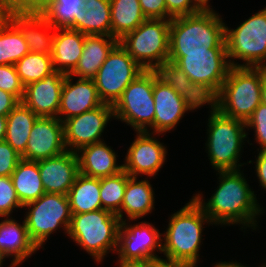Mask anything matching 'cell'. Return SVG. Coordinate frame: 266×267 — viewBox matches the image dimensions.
<instances>
[{
    "mask_svg": "<svg viewBox=\"0 0 266 267\" xmlns=\"http://www.w3.org/2000/svg\"><path fill=\"white\" fill-rule=\"evenodd\" d=\"M218 172L219 187L210 200L203 203L199 194L193 198L214 224L239 223L256 229L255 218L262 213V208L257 204L256 195L251 191L243 174L240 170Z\"/></svg>",
    "mask_w": 266,
    "mask_h": 267,
    "instance_id": "1",
    "label": "cell"
},
{
    "mask_svg": "<svg viewBox=\"0 0 266 267\" xmlns=\"http://www.w3.org/2000/svg\"><path fill=\"white\" fill-rule=\"evenodd\" d=\"M169 221L162 244V252L167 259L161 260L185 267H196L203 224H212V221L194 198L174 213Z\"/></svg>",
    "mask_w": 266,
    "mask_h": 267,
    "instance_id": "2",
    "label": "cell"
},
{
    "mask_svg": "<svg viewBox=\"0 0 266 267\" xmlns=\"http://www.w3.org/2000/svg\"><path fill=\"white\" fill-rule=\"evenodd\" d=\"M226 48L225 24L210 9L171 19L169 56H185V52H209Z\"/></svg>",
    "mask_w": 266,
    "mask_h": 267,
    "instance_id": "3",
    "label": "cell"
},
{
    "mask_svg": "<svg viewBox=\"0 0 266 267\" xmlns=\"http://www.w3.org/2000/svg\"><path fill=\"white\" fill-rule=\"evenodd\" d=\"M263 67L231 66L219 91V112L246 121L262 103Z\"/></svg>",
    "mask_w": 266,
    "mask_h": 267,
    "instance_id": "4",
    "label": "cell"
},
{
    "mask_svg": "<svg viewBox=\"0 0 266 267\" xmlns=\"http://www.w3.org/2000/svg\"><path fill=\"white\" fill-rule=\"evenodd\" d=\"M120 223L116 214L104 209L72 214L67 234L100 262L109 250L117 251Z\"/></svg>",
    "mask_w": 266,
    "mask_h": 267,
    "instance_id": "5",
    "label": "cell"
},
{
    "mask_svg": "<svg viewBox=\"0 0 266 267\" xmlns=\"http://www.w3.org/2000/svg\"><path fill=\"white\" fill-rule=\"evenodd\" d=\"M207 149L210 162L217 171L239 170L240 157L246 123L239 119L224 116L219 111L208 119Z\"/></svg>",
    "mask_w": 266,
    "mask_h": 267,
    "instance_id": "6",
    "label": "cell"
},
{
    "mask_svg": "<svg viewBox=\"0 0 266 267\" xmlns=\"http://www.w3.org/2000/svg\"><path fill=\"white\" fill-rule=\"evenodd\" d=\"M170 24L168 19H146L119 43L144 70H153L168 61Z\"/></svg>",
    "mask_w": 266,
    "mask_h": 267,
    "instance_id": "7",
    "label": "cell"
},
{
    "mask_svg": "<svg viewBox=\"0 0 266 267\" xmlns=\"http://www.w3.org/2000/svg\"><path fill=\"white\" fill-rule=\"evenodd\" d=\"M225 41L231 66L266 68V8L252 15L236 29L229 30L225 26ZM231 58L246 63L238 64Z\"/></svg>",
    "mask_w": 266,
    "mask_h": 267,
    "instance_id": "8",
    "label": "cell"
},
{
    "mask_svg": "<svg viewBox=\"0 0 266 267\" xmlns=\"http://www.w3.org/2000/svg\"><path fill=\"white\" fill-rule=\"evenodd\" d=\"M153 84L154 71L145 70L113 105L114 117L131 125L137 132H147L148 126L154 130Z\"/></svg>",
    "mask_w": 266,
    "mask_h": 267,
    "instance_id": "9",
    "label": "cell"
},
{
    "mask_svg": "<svg viewBox=\"0 0 266 267\" xmlns=\"http://www.w3.org/2000/svg\"><path fill=\"white\" fill-rule=\"evenodd\" d=\"M23 207L29 208L24 221L28 235L38 249L58 227L64 226L68 233L72 213L67 195L44 193Z\"/></svg>",
    "mask_w": 266,
    "mask_h": 267,
    "instance_id": "10",
    "label": "cell"
},
{
    "mask_svg": "<svg viewBox=\"0 0 266 267\" xmlns=\"http://www.w3.org/2000/svg\"><path fill=\"white\" fill-rule=\"evenodd\" d=\"M144 71L118 42L93 78L99 98L113 106L129 84Z\"/></svg>",
    "mask_w": 266,
    "mask_h": 267,
    "instance_id": "11",
    "label": "cell"
},
{
    "mask_svg": "<svg viewBox=\"0 0 266 267\" xmlns=\"http://www.w3.org/2000/svg\"><path fill=\"white\" fill-rule=\"evenodd\" d=\"M126 219L119 225V239L117 253L119 262H157L161 261L154 251L162 253V238L159 230L153 225L141 222L137 225H126Z\"/></svg>",
    "mask_w": 266,
    "mask_h": 267,
    "instance_id": "12",
    "label": "cell"
},
{
    "mask_svg": "<svg viewBox=\"0 0 266 267\" xmlns=\"http://www.w3.org/2000/svg\"><path fill=\"white\" fill-rule=\"evenodd\" d=\"M226 48H213L209 52H185V56H169L191 81L214 86L220 91L231 65ZM227 60V61H226Z\"/></svg>",
    "mask_w": 266,
    "mask_h": 267,
    "instance_id": "13",
    "label": "cell"
},
{
    "mask_svg": "<svg viewBox=\"0 0 266 267\" xmlns=\"http://www.w3.org/2000/svg\"><path fill=\"white\" fill-rule=\"evenodd\" d=\"M113 116V106L103 103L93 110L65 120L64 142L67 151L77 152L86 145L101 142V134Z\"/></svg>",
    "mask_w": 266,
    "mask_h": 267,
    "instance_id": "14",
    "label": "cell"
},
{
    "mask_svg": "<svg viewBox=\"0 0 266 267\" xmlns=\"http://www.w3.org/2000/svg\"><path fill=\"white\" fill-rule=\"evenodd\" d=\"M66 151L63 122L57 117H38L21 158L39 161L59 156Z\"/></svg>",
    "mask_w": 266,
    "mask_h": 267,
    "instance_id": "15",
    "label": "cell"
},
{
    "mask_svg": "<svg viewBox=\"0 0 266 267\" xmlns=\"http://www.w3.org/2000/svg\"><path fill=\"white\" fill-rule=\"evenodd\" d=\"M137 137L128 149L123 170L132 177L139 174L156 175L165 162L166 148L149 131L137 132ZM151 136V137H150Z\"/></svg>",
    "mask_w": 266,
    "mask_h": 267,
    "instance_id": "16",
    "label": "cell"
},
{
    "mask_svg": "<svg viewBox=\"0 0 266 267\" xmlns=\"http://www.w3.org/2000/svg\"><path fill=\"white\" fill-rule=\"evenodd\" d=\"M65 74L54 71L24 88L22 103L38 117H58Z\"/></svg>",
    "mask_w": 266,
    "mask_h": 267,
    "instance_id": "17",
    "label": "cell"
},
{
    "mask_svg": "<svg viewBox=\"0 0 266 267\" xmlns=\"http://www.w3.org/2000/svg\"><path fill=\"white\" fill-rule=\"evenodd\" d=\"M45 193L69 192L79 174L76 152L66 151L59 156L37 161Z\"/></svg>",
    "mask_w": 266,
    "mask_h": 267,
    "instance_id": "18",
    "label": "cell"
},
{
    "mask_svg": "<svg viewBox=\"0 0 266 267\" xmlns=\"http://www.w3.org/2000/svg\"><path fill=\"white\" fill-rule=\"evenodd\" d=\"M102 104L103 102L99 98L93 79H78L75 84H72V76L66 75L58 111V115L65 116H58L57 118L64 122L71 117L93 110Z\"/></svg>",
    "mask_w": 266,
    "mask_h": 267,
    "instance_id": "19",
    "label": "cell"
},
{
    "mask_svg": "<svg viewBox=\"0 0 266 267\" xmlns=\"http://www.w3.org/2000/svg\"><path fill=\"white\" fill-rule=\"evenodd\" d=\"M153 99L155 103L154 132L172 130L187 111L181 96L170 85L164 84L154 72Z\"/></svg>",
    "mask_w": 266,
    "mask_h": 267,
    "instance_id": "20",
    "label": "cell"
},
{
    "mask_svg": "<svg viewBox=\"0 0 266 267\" xmlns=\"http://www.w3.org/2000/svg\"><path fill=\"white\" fill-rule=\"evenodd\" d=\"M8 18L21 30L30 52L52 55L55 28L40 12L11 13Z\"/></svg>",
    "mask_w": 266,
    "mask_h": 267,
    "instance_id": "21",
    "label": "cell"
},
{
    "mask_svg": "<svg viewBox=\"0 0 266 267\" xmlns=\"http://www.w3.org/2000/svg\"><path fill=\"white\" fill-rule=\"evenodd\" d=\"M85 34L70 28H55L52 62L55 71L70 75L77 66L84 48Z\"/></svg>",
    "mask_w": 266,
    "mask_h": 267,
    "instance_id": "22",
    "label": "cell"
},
{
    "mask_svg": "<svg viewBox=\"0 0 266 267\" xmlns=\"http://www.w3.org/2000/svg\"><path fill=\"white\" fill-rule=\"evenodd\" d=\"M76 154L79 162V173L85 176L103 178L123 170V165L116 164L117 155L115 152L103 141L86 145L80 148Z\"/></svg>",
    "mask_w": 266,
    "mask_h": 267,
    "instance_id": "23",
    "label": "cell"
},
{
    "mask_svg": "<svg viewBox=\"0 0 266 267\" xmlns=\"http://www.w3.org/2000/svg\"><path fill=\"white\" fill-rule=\"evenodd\" d=\"M118 42L112 36L86 35L82 55L70 75L79 76V79H93L109 52Z\"/></svg>",
    "mask_w": 266,
    "mask_h": 267,
    "instance_id": "24",
    "label": "cell"
},
{
    "mask_svg": "<svg viewBox=\"0 0 266 267\" xmlns=\"http://www.w3.org/2000/svg\"><path fill=\"white\" fill-rule=\"evenodd\" d=\"M36 250L38 248L29 237L24 220L22 225L8 217L0 222V251L6 257L14 256V266H19Z\"/></svg>",
    "mask_w": 266,
    "mask_h": 267,
    "instance_id": "25",
    "label": "cell"
},
{
    "mask_svg": "<svg viewBox=\"0 0 266 267\" xmlns=\"http://www.w3.org/2000/svg\"><path fill=\"white\" fill-rule=\"evenodd\" d=\"M110 0H84L79 18H74V30L85 35L111 36Z\"/></svg>",
    "mask_w": 266,
    "mask_h": 267,
    "instance_id": "26",
    "label": "cell"
},
{
    "mask_svg": "<svg viewBox=\"0 0 266 267\" xmlns=\"http://www.w3.org/2000/svg\"><path fill=\"white\" fill-rule=\"evenodd\" d=\"M148 180H139L137 177L130 176L124 191V200L121 212L117 215L123 222V211L129 220L139 219L151 213L154 208V193Z\"/></svg>",
    "mask_w": 266,
    "mask_h": 267,
    "instance_id": "27",
    "label": "cell"
},
{
    "mask_svg": "<svg viewBox=\"0 0 266 267\" xmlns=\"http://www.w3.org/2000/svg\"><path fill=\"white\" fill-rule=\"evenodd\" d=\"M72 214L97 211L102 208L100 199V178L79 173L67 193Z\"/></svg>",
    "mask_w": 266,
    "mask_h": 267,
    "instance_id": "28",
    "label": "cell"
},
{
    "mask_svg": "<svg viewBox=\"0 0 266 267\" xmlns=\"http://www.w3.org/2000/svg\"><path fill=\"white\" fill-rule=\"evenodd\" d=\"M10 177L23 206L45 193L37 161L21 159Z\"/></svg>",
    "mask_w": 266,
    "mask_h": 267,
    "instance_id": "29",
    "label": "cell"
},
{
    "mask_svg": "<svg viewBox=\"0 0 266 267\" xmlns=\"http://www.w3.org/2000/svg\"><path fill=\"white\" fill-rule=\"evenodd\" d=\"M110 6L111 36L118 41L147 19L139 0H110Z\"/></svg>",
    "mask_w": 266,
    "mask_h": 267,
    "instance_id": "30",
    "label": "cell"
},
{
    "mask_svg": "<svg viewBox=\"0 0 266 267\" xmlns=\"http://www.w3.org/2000/svg\"><path fill=\"white\" fill-rule=\"evenodd\" d=\"M37 118L22 102L7 115L5 141L21 156L25 153L30 131Z\"/></svg>",
    "mask_w": 266,
    "mask_h": 267,
    "instance_id": "31",
    "label": "cell"
},
{
    "mask_svg": "<svg viewBox=\"0 0 266 267\" xmlns=\"http://www.w3.org/2000/svg\"><path fill=\"white\" fill-rule=\"evenodd\" d=\"M29 52L21 30L8 18L0 26V65H14Z\"/></svg>",
    "mask_w": 266,
    "mask_h": 267,
    "instance_id": "32",
    "label": "cell"
},
{
    "mask_svg": "<svg viewBox=\"0 0 266 267\" xmlns=\"http://www.w3.org/2000/svg\"><path fill=\"white\" fill-rule=\"evenodd\" d=\"M83 4L84 0H48L40 13L54 28L74 29Z\"/></svg>",
    "mask_w": 266,
    "mask_h": 267,
    "instance_id": "33",
    "label": "cell"
},
{
    "mask_svg": "<svg viewBox=\"0 0 266 267\" xmlns=\"http://www.w3.org/2000/svg\"><path fill=\"white\" fill-rule=\"evenodd\" d=\"M14 66L24 86L44 79L55 71L51 56L32 52L27 53Z\"/></svg>",
    "mask_w": 266,
    "mask_h": 267,
    "instance_id": "34",
    "label": "cell"
},
{
    "mask_svg": "<svg viewBox=\"0 0 266 267\" xmlns=\"http://www.w3.org/2000/svg\"><path fill=\"white\" fill-rule=\"evenodd\" d=\"M130 175L124 170L119 173L100 178V199L102 208L118 215L124 200V191Z\"/></svg>",
    "mask_w": 266,
    "mask_h": 267,
    "instance_id": "35",
    "label": "cell"
},
{
    "mask_svg": "<svg viewBox=\"0 0 266 267\" xmlns=\"http://www.w3.org/2000/svg\"><path fill=\"white\" fill-rule=\"evenodd\" d=\"M180 96L187 111L198 109L206 103L211 105V114L219 110V91L212 85L191 81Z\"/></svg>",
    "mask_w": 266,
    "mask_h": 267,
    "instance_id": "36",
    "label": "cell"
},
{
    "mask_svg": "<svg viewBox=\"0 0 266 267\" xmlns=\"http://www.w3.org/2000/svg\"><path fill=\"white\" fill-rule=\"evenodd\" d=\"M157 78L164 84L170 85L177 93L185 92L191 82L190 78L174 62L165 61L153 69Z\"/></svg>",
    "mask_w": 266,
    "mask_h": 267,
    "instance_id": "37",
    "label": "cell"
},
{
    "mask_svg": "<svg viewBox=\"0 0 266 267\" xmlns=\"http://www.w3.org/2000/svg\"><path fill=\"white\" fill-rule=\"evenodd\" d=\"M13 208H23L10 176H0V217H8Z\"/></svg>",
    "mask_w": 266,
    "mask_h": 267,
    "instance_id": "38",
    "label": "cell"
},
{
    "mask_svg": "<svg viewBox=\"0 0 266 267\" xmlns=\"http://www.w3.org/2000/svg\"><path fill=\"white\" fill-rule=\"evenodd\" d=\"M24 88L14 65H0V90L13 94L21 102Z\"/></svg>",
    "mask_w": 266,
    "mask_h": 267,
    "instance_id": "39",
    "label": "cell"
},
{
    "mask_svg": "<svg viewBox=\"0 0 266 267\" xmlns=\"http://www.w3.org/2000/svg\"><path fill=\"white\" fill-rule=\"evenodd\" d=\"M255 129V140L260 144V150L266 151V105L261 103L246 121V128Z\"/></svg>",
    "mask_w": 266,
    "mask_h": 267,
    "instance_id": "40",
    "label": "cell"
},
{
    "mask_svg": "<svg viewBox=\"0 0 266 267\" xmlns=\"http://www.w3.org/2000/svg\"><path fill=\"white\" fill-rule=\"evenodd\" d=\"M21 159L10 144L0 142V176H11Z\"/></svg>",
    "mask_w": 266,
    "mask_h": 267,
    "instance_id": "41",
    "label": "cell"
},
{
    "mask_svg": "<svg viewBox=\"0 0 266 267\" xmlns=\"http://www.w3.org/2000/svg\"><path fill=\"white\" fill-rule=\"evenodd\" d=\"M168 20L198 13L202 8L194 0H165Z\"/></svg>",
    "mask_w": 266,
    "mask_h": 267,
    "instance_id": "42",
    "label": "cell"
},
{
    "mask_svg": "<svg viewBox=\"0 0 266 267\" xmlns=\"http://www.w3.org/2000/svg\"><path fill=\"white\" fill-rule=\"evenodd\" d=\"M8 14L41 12L48 0H1Z\"/></svg>",
    "mask_w": 266,
    "mask_h": 267,
    "instance_id": "43",
    "label": "cell"
},
{
    "mask_svg": "<svg viewBox=\"0 0 266 267\" xmlns=\"http://www.w3.org/2000/svg\"><path fill=\"white\" fill-rule=\"evenodd\" d=\"M147 19H168L165 0H139Z\"/></svg>",
    "mask_w": 266,
    "mask_h": 267,
    "instance_id": "44",
    "label": "cell"
},
{
    "mask_svg": "<svg viewBox=\"0 0 266 267\" xmlns=\"http://www.w3.org/2000/svg\"><path fill=\"white\" fill-rule=\"evenodd\" d=\"M20 101L11 93L0 90V115L7 116Z\"/></svg>",
    "mask_w": 266,
    "mask_h": 267,
    "instance_id": "45",
    "label": "cell"
},
{
    "mask_svg": "<svg viewBox=\"0 0 266 267\" xmlns=\"http://www.w3.org/2000/svg\"><path fill=\"white\" fill-rule=\"evenodd\" d=\"M256 173L262 188L266 189V151L260 150L256 159Z\"/></svg>",
    "mask_w": 266,
    "mask_h": 267,
    "instance_id": "46",
    "label": "cell"
},
{
    "mask_svg": "<svg viewBox=\"0 0 266 267\" xmlns=\"http://www.w3.org/2000/svg\"><path fill=\"white\" fill-rule=\"evenodd\" d=\"M7 116L0 115V142L5 141Z\"/></svg>",
    "mask_w": 266,
    "mask_h": 267,
    "instance_id": "47",
    "label": "cell"
},
{
    "mask_svg": "<svg viewBox=\"0 0 266 267\" xmlns=\"http://www.w3.org/2000/svg\"><path fill=\"white\" fill-rule=\"evenodd\" d=\"M149 267H185L179 264L169 263L165 261L149 262Z\"/></svg>",
    "mask_w": 266,
    "mask_h": 267,
    "instance_id": "48",
    "label": "cell"
},
{
    "mask_svg": "<svg viewBox=\"0 0 266 267\" xmlns=\"http://www.w3.org/2000/svg\"><path fill=\"white\" fill-rule=\"evenodd\" d=\"M120 267H149V262L119 263Z\"/></svg>",
    "mask_w": 266,
    "mask_h": 267,
    "instance_id": "49",
    "label": "cell"
},
{
    "mask_svg": "<svg viewBox=\"0 0 266 267\" xmlns=\"http://www.w3.org/2000/svg\"><path fill=\"white\" fill-rule=\"evenodd\" d=\"M262 103L266 105V68L263 67L262 79Z\"/></svg>",
    "mask_w": 266,
    "mask_h": 267,
    "instance_id": "50",
    "label": "cell"
},
{
    "mask_svg": "<svg viewBox=\"0 0 266 267\" xmlns=\"http://www.w3.org/2000/svg\"><path fill=\"white\" fill-rule=\"evenodd\" d=\"M8 19V13L0 0V26Z\"/></svg>",
    "mask_w": 266,
    "mask_h": 267,
    "instance_id": "51",
    "label": "cell"
},
{
    "mask_svg": "<svg viewBox=\"0 0 266 267\" xmlns=\"http://www.w3.org/2000/svg\"><path fill=\"white\" fill-rule=\"evenodd\" d=\"M215 267H246V266H243L241 265L240 263H237V262H221V263H217L215 265Z\"/></svg>",
    "mask_w": 266,
    "mask_h": 267,
    "instance_id": "52",
    "label": "cell"
},
{
    "mask_svg": "<svg viewBox=\"0 0 266 267\" xmlns=\"http://www.w3.org/2000/svg\"><path fill=\"white\" fill-rule=\"evenodd\" d=\"M202 9H210L209 0H194Z\"/></svg>",
    "mask_w": 266,
    "mask_h": 267,
    "instance_id": "53",
    "label": "cell"
},
{
    "mask_svg": "<svg viewBox=\"0 0 266 267\" xmlns=\"http://www.w3.org/2000/svg\"><path fill=\"white\" fill-rule=\"evenodd\" d=\"M4 258H6V256L0 251V267H2ZM10 267H15V266L11 263Z\"/></svg>",
    "mask_w": 266,
    "mask_h": 267,
    "instance_id": "54",
    "label": "cell"
}]
</instances>
